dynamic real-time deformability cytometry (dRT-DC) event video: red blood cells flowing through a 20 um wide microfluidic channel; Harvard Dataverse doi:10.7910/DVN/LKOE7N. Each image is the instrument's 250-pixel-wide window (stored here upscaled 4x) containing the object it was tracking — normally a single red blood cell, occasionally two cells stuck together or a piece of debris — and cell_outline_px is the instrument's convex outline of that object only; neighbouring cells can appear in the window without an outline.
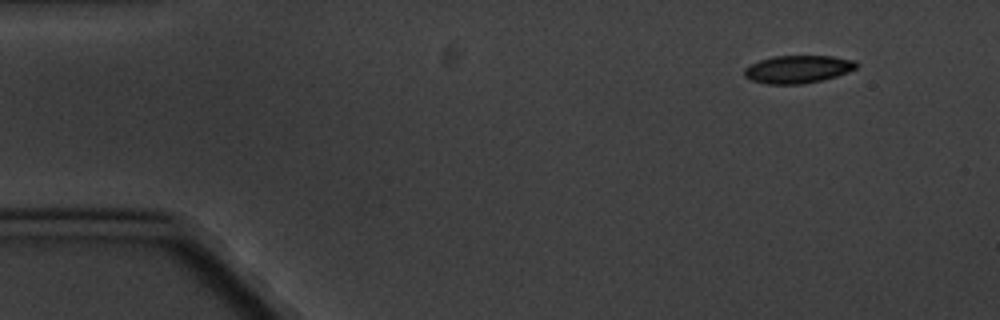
{"species": "common noctule bat (a hibernating species)", "species_latin": "Nyctalus noctula", "temperature_condition": "cold", "stored_images_in_passage": 6, "segment_of_instrument_passage": [2, 2], "camera_frame_rate_fps": 3000, "um_per_image_px": 0.085, "animal": {"sex": "male", "body_mass_g": 20.1, "forearm_length_mm": 53.5}, "frame": {"image": 1, "passage_image": 6, "time_ms": 6.667, "image_size_px": [1000, 320], "cell_outline_px": [[856, 68], [848, 72], [836, 76], [820, 80], [800, 84], [768, 84], [752, 80], [744, 76], [744, 68], [760, 60], [776, 56], [832, 56], [856, 60]], "centroid_in_image_um": [67.82, 5.88], "position_along_channel_um": 17.2, "area_um2": 17.92}}